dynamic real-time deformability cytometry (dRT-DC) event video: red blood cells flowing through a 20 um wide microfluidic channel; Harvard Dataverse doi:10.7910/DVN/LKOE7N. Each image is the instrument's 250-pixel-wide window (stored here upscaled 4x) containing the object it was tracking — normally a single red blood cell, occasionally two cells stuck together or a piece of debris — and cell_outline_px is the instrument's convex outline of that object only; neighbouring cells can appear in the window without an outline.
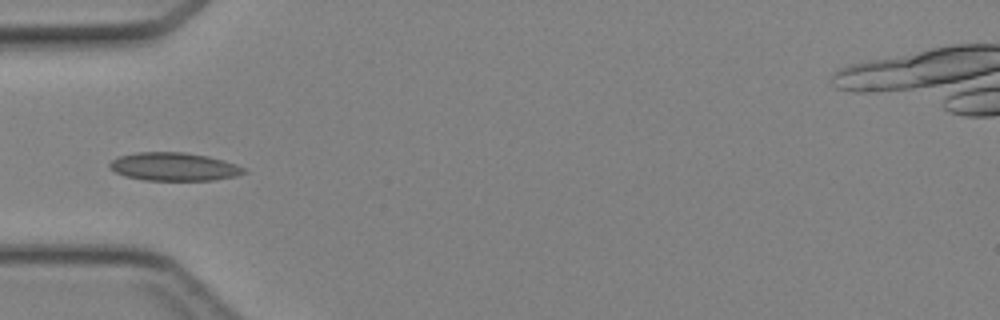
{"species": "Egyptian fruit bat (a non-hibernating species)", "species_latin": "Rousettus aegyptiacus", "temperature_condition": "cold", "stored_images_in_passage": 46, "camera_frame_rate_fps": 3000, "um_per_image_px": 0.085, "animal": {"sex": "female"}, "frame": {"image": 1, "passage_image": 15, "time_ms": 4.667, "image_size_px": [1000, 320], "cell_outline_px": [[248, 172], [236, 176], [212, 180], [144, 180], [124, 176], [108, 168], [108, 164], [112, 160], [120, 156], [136, 152], [184, 152], [208, 156], [224, 160], [236, 164], [244, 168]], "centroid_in_image_um": [14.78, 14.17], "position_along_channel_um": 70.2, "area_um2": 22.14}}
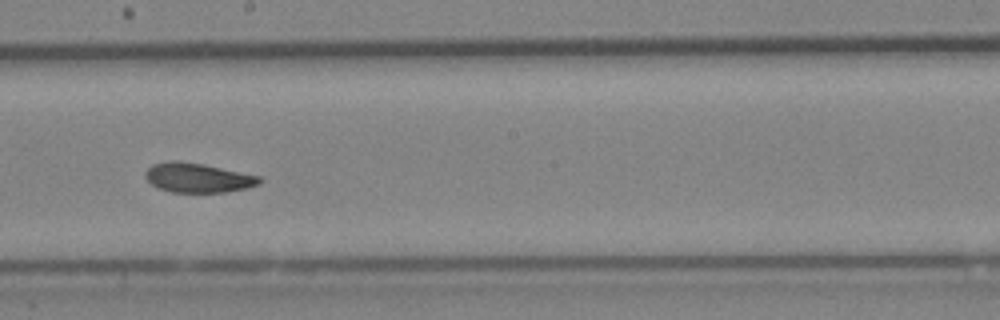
{"frame": {"image": 2, "passage_image": 26, "time_ms": 8.333, "image_size_px": [1000, 320], "cell_outline_px": [[264, 180], [260, 184], [248, 188], [224, 192], [172, 192], [156, 188], [144, 176], [144, 172], [152, 164], [168, 160], [176, 160], [204, 164], [260, 176]], "centroid_in_image_um": [16.81, 15.1], "position_along_channel_um": 231.4, "area_um2": 19.83}}
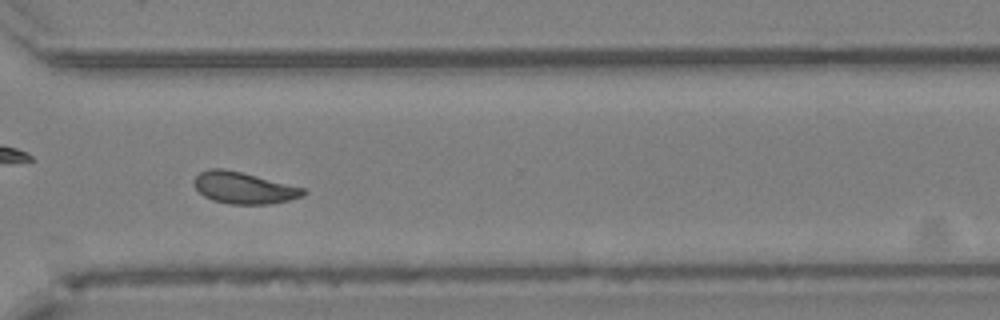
{"frame": {"image": 3, "passage_image": 34, "time_ms": 11.0, "image_size_px": [1000, 320], "cell_outline_px": [[308, 192], [304, 196], [288, 200], [268, 204], [228, 204], [212, 200], [204, 196], [192, 184], [192, 180], [200, 172], [208, 168], [220, 168], [240, 172], [304, 188]], "centroid_in_image_um": [20.69, 15.97], "position_along_channel_um": 349.9, "area_um2": 20.06}}